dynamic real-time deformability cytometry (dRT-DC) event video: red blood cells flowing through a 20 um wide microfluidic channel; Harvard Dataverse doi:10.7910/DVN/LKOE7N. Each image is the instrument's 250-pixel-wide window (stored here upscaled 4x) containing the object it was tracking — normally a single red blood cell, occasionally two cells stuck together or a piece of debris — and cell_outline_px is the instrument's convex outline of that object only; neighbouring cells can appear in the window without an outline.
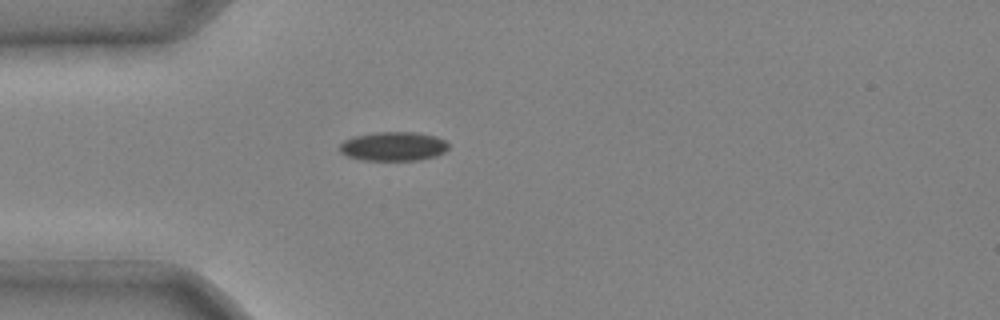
{"species": "common noctule bat (a hibernating species)", "species_latin": "Nyctalus noctula", "temperature_condition": "cold", "stored_images_in_passage": 5, "camera_frame_rate_fps": 3000, "um_per_image_px": 0.085, "animal": {"sex": "male", "body_mass_g": 20.4}, "frame": {"image": 1, "passage_image": 5, "time_ms": 1.333, "image_size_px": [1000, 320], "cell_outline_px": [[448, 148], [444, 152], [436, 156], [416, 160], [360, 160], [348, 156], [340, 152], [340, 144], [344, 140], [352, 136], [376, 132], [416, 132], [436, 136], [444, 140], [448, 144]], "centroid_in_image_um": [33.42, 12.43], "position_along_channel_um": 51.6, "area_um2": 18.5}}